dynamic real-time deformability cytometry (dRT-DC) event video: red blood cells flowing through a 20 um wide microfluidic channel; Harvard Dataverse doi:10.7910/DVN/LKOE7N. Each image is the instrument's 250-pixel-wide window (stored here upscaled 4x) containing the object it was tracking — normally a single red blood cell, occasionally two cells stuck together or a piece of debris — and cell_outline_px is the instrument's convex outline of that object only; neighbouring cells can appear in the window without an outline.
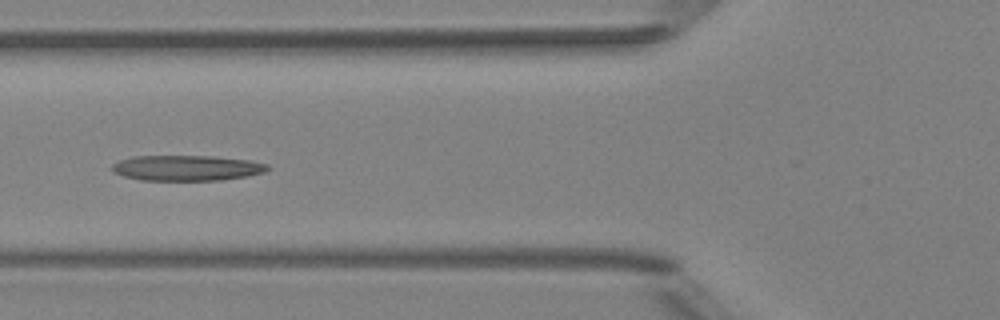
{"species": "Egyptian fruit bat (a non-hibernating species)", "species_latin": "Rousettus aegyptiacus", "temperature_condition": "room temperature", "stored_images_in_passage": 7, "camera_frame_rate_fps": 3000, "um_per_image_px": 0.085, "animal": {"sex": "female"}, "frame": {"image": 1, "passage_image": 6, "time_ms": 5.667, "image_size_px": [1000, 320], "cell_outline_px": [[272, 168], [264, 172], [244, 176], [220, 180], [140, 180], [124, 176], [112, 172], [112, 164], [120, 160], [132, 156], [212, 156], [248, 160], [268, 164]], "centroid_in_image_um": [15.85, 14.27], "position_along_channel_um": 109.9, "area_um2": 23.0}}
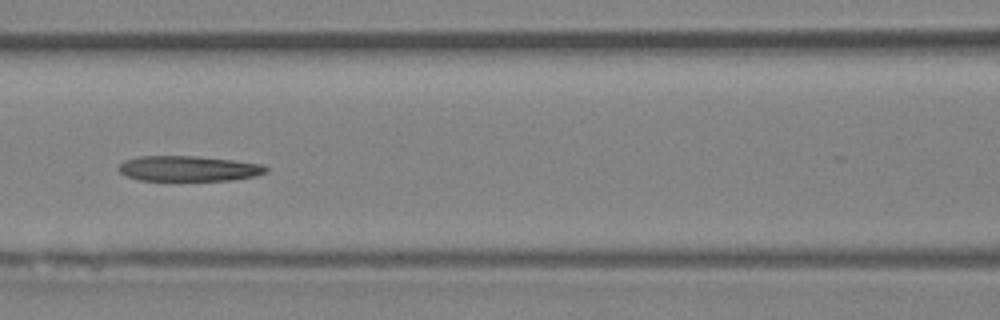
{"frame": {"image": 2, "passage_image": 7, "time_ms": 6.667, "image_size_px": [1000, 320], "cell_outline_px": [[268, 172], [256, 176], [232, 180], [140, 180], [128, 176], [120, 172], [116, 168], [124, 160], [140, 156], [196, 156], [232, 160], [260, 164], [268, 168]], "centroid_in_image_um": [16.02, 14.32], "position_along_channel_um": 150.6, "area_um2": 21.68}}